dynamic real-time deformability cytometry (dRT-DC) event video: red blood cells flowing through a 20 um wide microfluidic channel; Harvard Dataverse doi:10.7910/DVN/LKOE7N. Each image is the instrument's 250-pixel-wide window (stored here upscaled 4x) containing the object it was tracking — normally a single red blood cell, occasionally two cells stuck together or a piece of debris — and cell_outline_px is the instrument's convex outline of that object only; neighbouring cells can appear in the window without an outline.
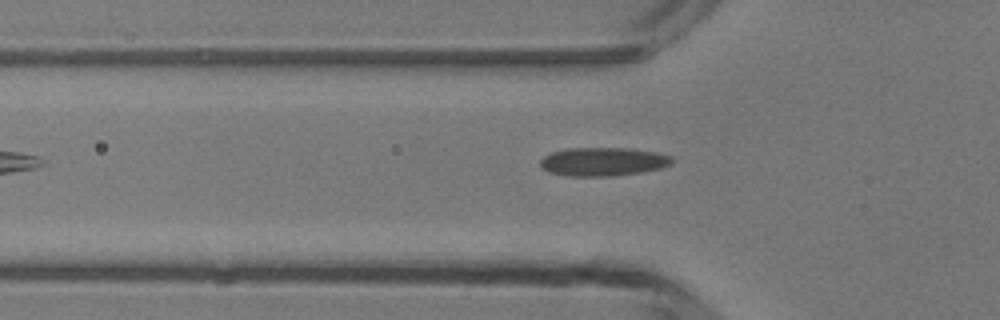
{"species": "common noctule bat (a hibernating species)", "species_latin": "Nyctalus noctula", "temperature_condition": "room temperature", "stored_images_in_passage": 5, "camera_frame_rate_fps": 3000, "um_per_image_px": 0.085, "animal": {"sex": "male", "body_mass_g": 13.3}, "frame": {"image": 1, "passage_image": 4, "time_ms": 4.667, "image_size_px": [1000, 320], "cell_outline_px": [[672, 164], [660, 168], [644, 172], [612, 176], [568, 176], [548, 172], [540, 164], [540, 160], [544, 156], [552, 152], [568, 148], [628, 148], [656, 152], [672, 156]], "centroid_in_image_um": [51.27, 13.74], "position_along_channel_um": 74.5, "area_um2": 21.96}}
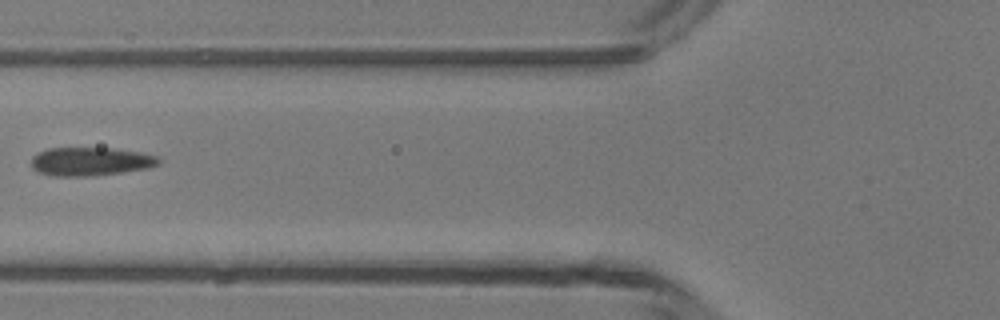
{"frame": {"image": 2, "passage_image": 5, "time_ms": 5.667, "image_size_px": [1000, 320], "cell_outline_px": [[160, 164], [148, 168], [124, 172], [96, 176], [52, 176], [40, 172], [32, 168], [32, 156], [36, 152], [48, 148], [112, 148], [144, 152], [160, 156]], "centroid_in_image_um": [7.74, 13.72], "position_along_channel_um": 118.1, "area_um2": 21.56}}